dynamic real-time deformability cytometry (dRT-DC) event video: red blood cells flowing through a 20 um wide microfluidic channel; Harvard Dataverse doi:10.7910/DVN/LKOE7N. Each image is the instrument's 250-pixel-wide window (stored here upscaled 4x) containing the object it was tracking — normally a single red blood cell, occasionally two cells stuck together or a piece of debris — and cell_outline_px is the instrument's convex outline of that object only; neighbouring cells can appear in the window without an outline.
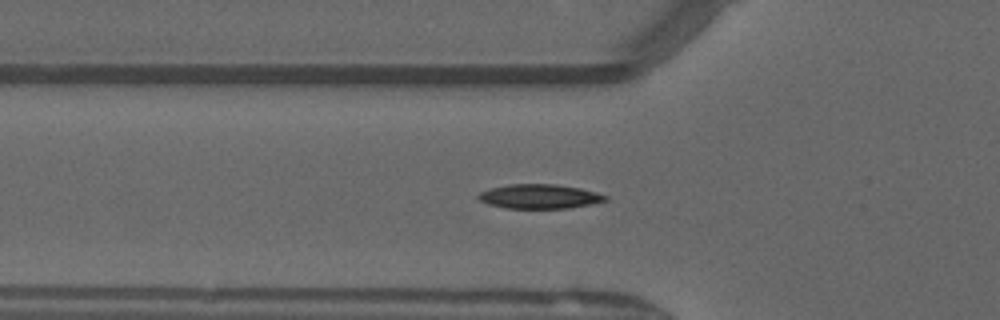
{"species": "common noctule bat (a hibernating species)", "species_latin": "Nyctalus noctula", "temperature_condition": "warm", "stored_images_in_passage": 51, "camera_frame_rate_fps": 3000, "um_per_image_px": 0.085, "animal": {"sex": "male", "forearm_length_mm": 52.5}, "frame": {"image": 1, "passage_image": 18, "time_ms": 5.667, "image_size_px": [1000, 320], "cell_outline_px": [[608, 200], [592, 204], [568, 208], [504, 208], [488, 204], [480, 200], [476, 196], [480, 192], [492, 188], [512, 184], [556, 184], [580, 188], [596, 192], [608, 196]], "centroid_in_image_um": [45.88, 16.7], "position_along_channel_um": 79.9, "area_um2": 17.98}}
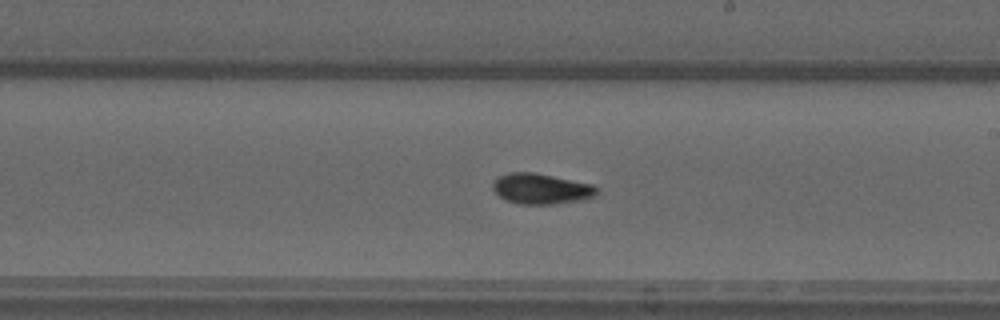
{"frame": {"image": 2, "passage_image": 30, "time_ms": 9.667, "image_size_px": [1000, 320], "cell_outline_px": [[600, 188], [596, 196], [584, 200], [552, 204], [520, 204], [504, 200], [492, 188], [492, 180], [508, 172], [532, 172], [592, 184]], "centroid_in_image_um": [46.01, 16.05], "position_along_channel_um": 243.0, "area_um2": 18.67}}
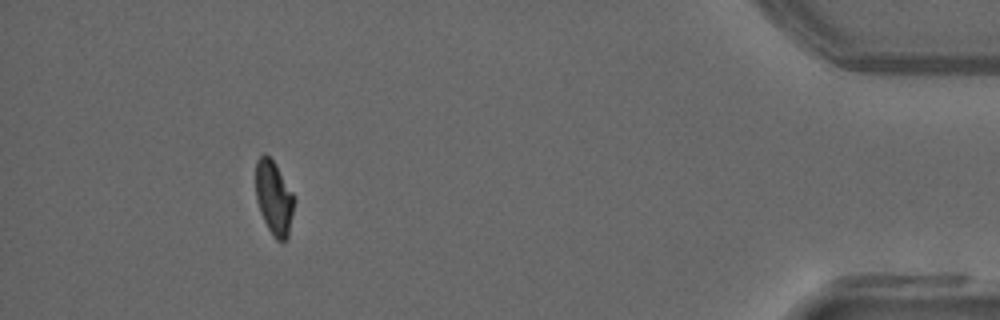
{"frame": {"image": 3, "passage_image": 47, "time_ms": 15.333, "image_size_px": [1000, 320], "cell_outline_px": [[292, 212], [288, 236], [284, 240], [276, 240], [272, 236], [260, 212], [256, 196], [256, 160], [264, 152], [276, 164], [292, 192]], "centroid_in_image_um": [23.25, 16.79], "position_along_channel_um": 412.0, "area_um2": 16.13}, "authors_computed_cell_mechanics": {"area_um2": 17.1088, "velocity_mm_per_s": 4.0717, "shape_relaxation_time_tau1_ms": 8.2632, "shape_relaxation_time_tau2_ms": 1.7076, "deformation_change_tau1": 0.241, "deformation_change_tau2": 0.05}}